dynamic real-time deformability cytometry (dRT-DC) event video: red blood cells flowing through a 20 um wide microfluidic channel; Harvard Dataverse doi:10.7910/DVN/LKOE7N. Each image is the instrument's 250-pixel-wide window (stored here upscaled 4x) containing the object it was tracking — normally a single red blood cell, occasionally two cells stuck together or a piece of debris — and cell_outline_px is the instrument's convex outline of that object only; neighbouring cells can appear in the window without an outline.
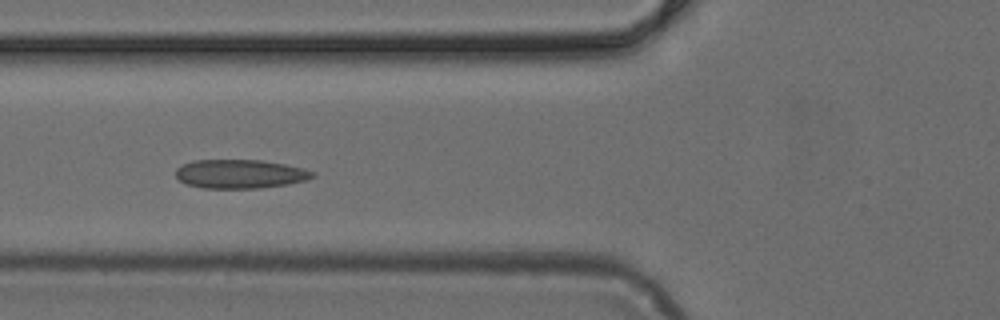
{"species": "common noctule bat (a hibernating species)", "species_latin": "Nyctalus noctula", "temperature_condition": "cold", "stored_images_in_passage": 3, "camera_frame_rate_fps": 3000, "um_per_image_px": 0.085, "animal": {"sex": "female", "body_mass_g": 24.6, "forearm_length_mm": 56.2}, "frame": {"image": 1, "passage_image": 3, "time_ms": 0.667, "image_size_px": [1000, 320], "cell_outline_px": [[316, 176], [308, 180], [288, 184], [260, 188], [204, 188], [184, 184], [176, 176], [176, 168], [184, 164], [196, 160], [260, 160], [284, 164], [304, 168], [316, 172]], "centroid_in_image_um": [20.45, 14.79], "position_along_channel_um": 105.4, "area_um2": 23.12}}